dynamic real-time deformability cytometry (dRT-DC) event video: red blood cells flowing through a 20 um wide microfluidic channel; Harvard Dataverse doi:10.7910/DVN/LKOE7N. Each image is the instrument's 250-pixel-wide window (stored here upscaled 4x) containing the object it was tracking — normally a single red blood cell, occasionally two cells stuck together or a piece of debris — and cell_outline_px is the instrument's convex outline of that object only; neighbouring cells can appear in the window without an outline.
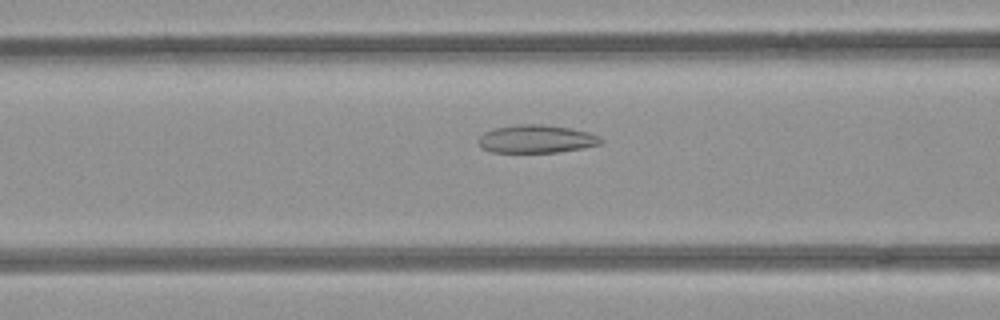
{"species": "common noctule bat (a hibernating species)", "species_latin": "Nyctalus noctula", "temperature_condition": "room temperature", "stored_images_in_passage": 30, "camera_frame_rate_fps": 3000, "um_per_image_px": 0.085, "animal": {"sex": "female", "body_mass_g": 21.9}, "frame": {"image": 1, "passage_image": 9, "time_ms": 2.667, "image_size_px": [1000, 320], "cell_outline_px": [[604, 140], [600, 144], [584, 148], [556, 152], [492, 152], [480, 148], [476, 140], [484, 132], [492, 128], [516, 124], [544, 124], [572, 128], [588, 132], [600, 136]], "centroid_in_image_um": [45.56, 11.8], "position_along_channel_um": 121.0, "area_um2": 20.35}}
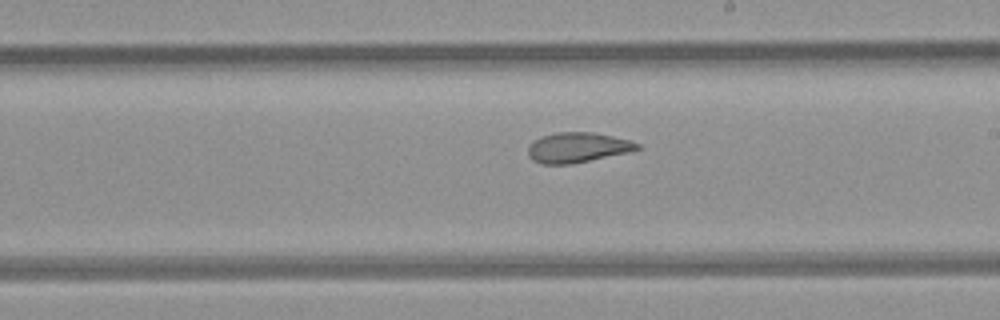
{"frame": {"image": 2, "passage_image": 18, "time_ms": 5.667, "image_size_px": [1000, 320], "cell_outline_px": [[640, 148], [632, 152], [572, 164], [540, 164], [532, 160], [528, 156], [528, 148], [532, 140], [540, 136], [556, 132], [592, 132], [612, 136], [628, 140], [640, 144]], "centroid_in_image_um": [49.07, 12.54], "position_along_channel_um": 239.9, "area_um2": 19.42}}
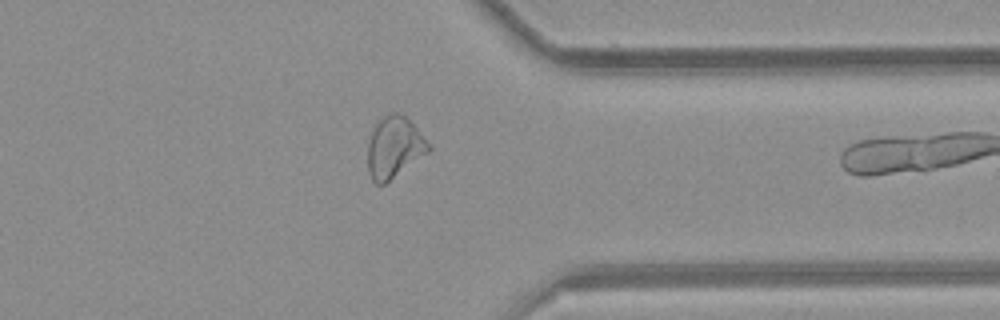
{"frame": {"image": 3, "passage_image": 29, "time_ms": 9.333, "image_size_px": [1000, 320], "cell_outline_px": [[432, 148], [428, 152], [384, 184], [376, 184], [372, 180], [368, 172], [368, 140], [376, 124], [384, 116], [392, 112], [400, 112], [432, 144]], "centroid_in_image_um": [33.51, 12.52], "position_along_channel_um": 377.9, "area_um2": 21.5}}